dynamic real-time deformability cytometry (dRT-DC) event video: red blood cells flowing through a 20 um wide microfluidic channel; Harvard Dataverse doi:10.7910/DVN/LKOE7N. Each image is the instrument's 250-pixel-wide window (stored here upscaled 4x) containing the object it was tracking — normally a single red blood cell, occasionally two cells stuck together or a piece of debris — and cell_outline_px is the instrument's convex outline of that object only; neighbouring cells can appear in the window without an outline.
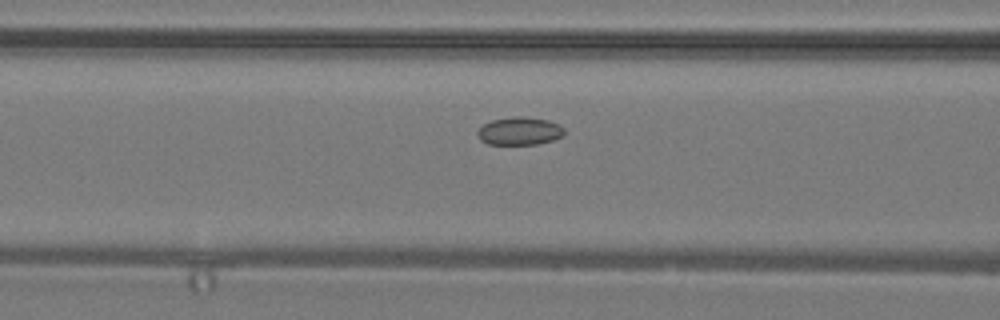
{"species": "common noctule bat (a hibernating species)", "species_latin": "Nyctalus noctula", "temperature_condition": "warm", "stored_images_in_passage": 14, "camera_frame_rate_fps": 3000, "um_per_image_px": 0.085, "animal": {"sex": "male", "body_mass_g": 19.2, "forearm_length_mm": 51.8}, "frame": {"image": 1, "passage_image": 12, "time_ms": 3.667, "image_size_px": [1000, 320], "cell_outline_px": [[564, 136], [552, 140], [536, 144], [488, 144], [480, 140], [476, 132], [484, 124], [492, 120], [512, 116], [524, 116], [548, 120], [560, 124], [564, 128]], "centroid_in_image_um": [44.18, 11.13], "position_along_channel_um": 122.4, "area_um2": 14.22}}